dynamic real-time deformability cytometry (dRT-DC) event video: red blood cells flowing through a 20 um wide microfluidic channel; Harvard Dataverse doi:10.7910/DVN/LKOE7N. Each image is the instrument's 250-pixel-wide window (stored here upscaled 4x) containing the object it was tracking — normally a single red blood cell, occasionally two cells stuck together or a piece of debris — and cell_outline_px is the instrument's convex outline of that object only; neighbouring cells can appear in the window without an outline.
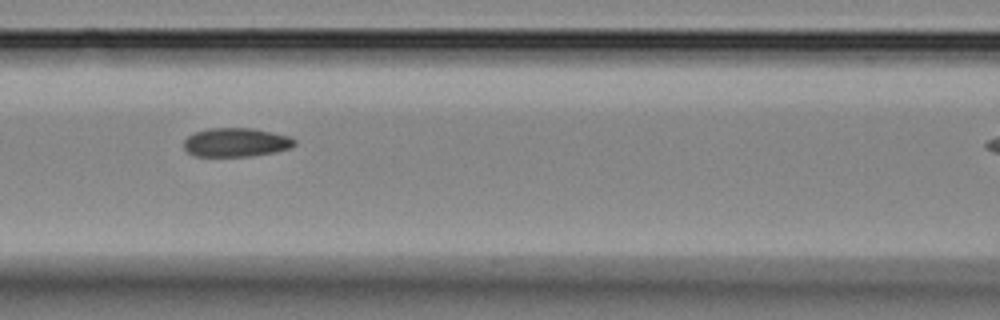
{"species": "Egyptian fruit bat (a non-hibernating species)", "species_latin": "Rousettus aegyptiacus", "temperature_condition": "room temperature", "stored_images_in_passage": 17, "segment_of_instrument_passage": [1, 2], "camera_frame_rate_fps": 3000, "um_per_image_px": 0.085, "animal": {"sex": "female"}, "frame": {"image": 1, "passage_image": 6, "time_ms": 5.667, "image_size_px": [1000, 320], "cell_outline_px": [[296, 144], [292, 148], [276, 152], [252, 156], [196, 156], [188, 152], [184, 148], [184, 140], [188, 136], [196, 132], [208, 128], [252, 128], [292, 136], [296, 140]], "centroid_in_image_um": [20.12, 12.1], "position_along_channel_um": 146.5, "area_um2": 18.79}}
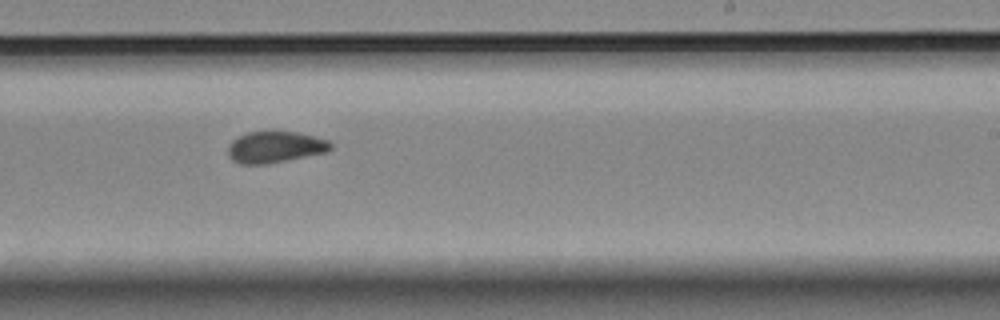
{"frame": {"image": 2, "passage_image": 9, "time_ms": 9.0, "image_size_px": [1000, 320], "cell_outline_px": [[332, 148], [328, 152], [288, 160], [264, 164], [240, 164], [232, 160], [228, 156], [228, 144], [236, 136], [248, 132], [268, 128], [296, 132], [328, 140], [332, 144]], "centroid_in_image_um": [23.34, 12.46], "position_along_channel_um": 265.7, "area_um2": 19.54}}
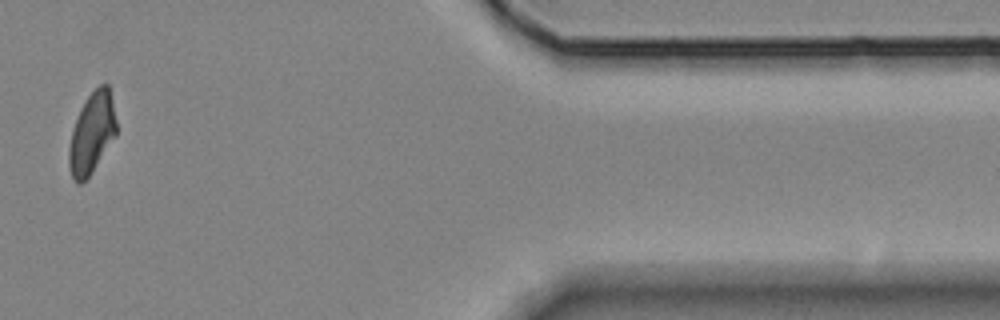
{"frame": {"image": 3, "passage_image": 14, "time_ms": 16.0, "image_size_px": [1000, 320], "cell_outline_px": [[116, 136], [92, 172], [80, 184], [76, 184], [72, 176], [68, 164], [68, 148], [72, 128], [80, 108], [88, 96], [100, 84], [108, 84], [116, 120]], "centroid_in_image_um": [7.79, 11.34], "position_along_channel_um": 403.6, "area_um2": 22.31}}